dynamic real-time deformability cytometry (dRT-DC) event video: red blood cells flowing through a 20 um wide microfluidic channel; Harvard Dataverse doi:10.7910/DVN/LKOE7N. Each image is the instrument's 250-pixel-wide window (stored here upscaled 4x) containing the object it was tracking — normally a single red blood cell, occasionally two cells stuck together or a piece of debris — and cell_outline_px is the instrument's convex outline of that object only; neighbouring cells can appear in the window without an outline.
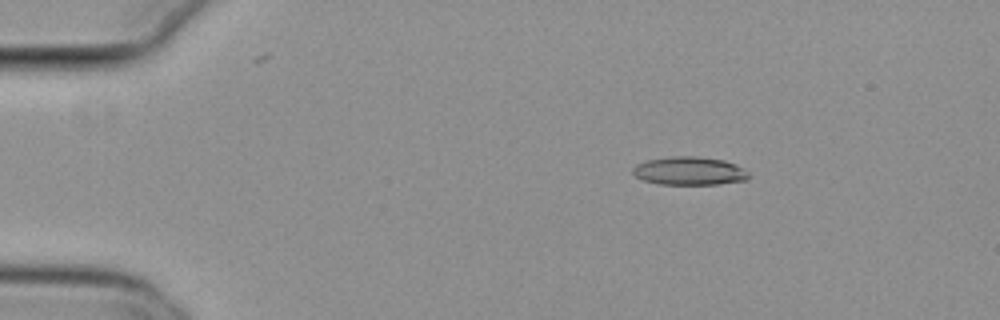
{"species": "common noctule bat (a hibernating species)", "species_latin": "Nyctalus noctula", "temperature_condition": "cold", "stored_images_in_passage": 17, "camera_frame_rate_fps": 3000, "um_per_image_px": 0.085, "animal": {"sex": "female", "body_mass_g": 29.2, "forearm_length_mm": 56.3}, "frame": {"image": 1, "passage_image": 10, "time_ms": 3.0, "image_size_px": [1000, 320], "cell_outline_px": [[748, 180], [716, 184], [660, 184], [644, 180], [636, 176], [632, 172], [632, 168], [636, 164], [648, 160], [672, 156], [696, 156], [724, 160], [736, 164], [744, 168], [748, 172]], "centroid_in_image_um": [58.61, 14.52], "position_along_channel_um": 26.4, "area_um2": 19.07}}